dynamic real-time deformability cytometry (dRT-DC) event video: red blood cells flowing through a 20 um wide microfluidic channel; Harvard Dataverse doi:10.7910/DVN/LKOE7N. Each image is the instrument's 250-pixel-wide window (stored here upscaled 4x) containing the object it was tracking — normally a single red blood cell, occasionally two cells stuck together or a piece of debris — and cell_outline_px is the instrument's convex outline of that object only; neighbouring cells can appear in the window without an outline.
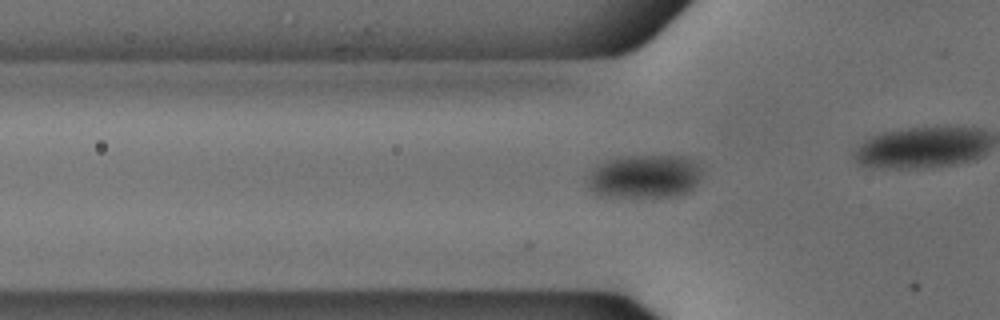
{"species": "common noctule bat (a hibernating species)", "species_latin": "Nyctalus noctula", "temperature_condition": "cold", "stored_images_in_passage": 38, "camera_frame_rate_fps": 3000, "um_per_image_px": 0.085, "animal": {"sex": "male", "body_mass_g": 18.8}, "frame": {"image": 1, "passage_image": 13, "time_ms": 4.0, "image_size_px": [1000, 320], "cell_outline_px": [[700, 176], [696, 184], [688, 192], [676, 196], [600, 196], [592, 192], [588, 188], [588, 176], [600, 164], [608, 160], [624, 156], [684, 156], [692, 160], [700, 168]], "centroid_in_image_um": [54.78, 15.0], "position_along_channel_um": 71.0, "area_um2": 28.61}}
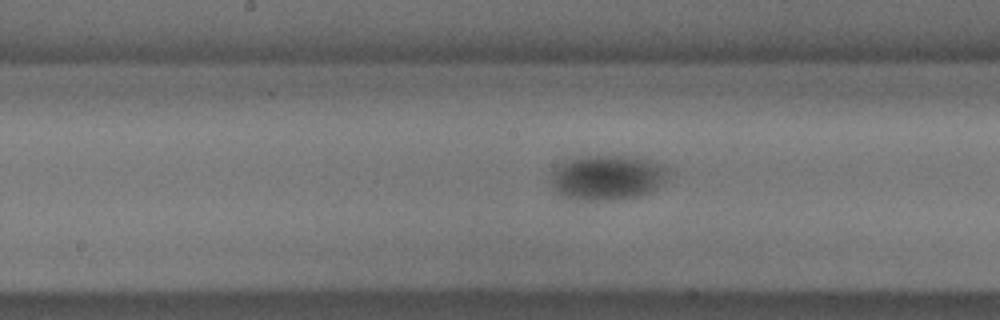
{"frame": {"image": 2, "passage_image": 23, "time_ms": 7.333, "image_size_px": [1000, 320], "cell_outline_px": [[668, 168], [664, 184], [640, 196], [612, 200], [576, 200], [564, 196], [556, 192], [552, 184], [552, 172], [564, 164], [572, 160], [584, 156], [636, 156], [664, 164]], "centroid_in_image_um": [51.69, 15.1], "position_along_channel_um": 196.5, "area_um2": 30.52}}
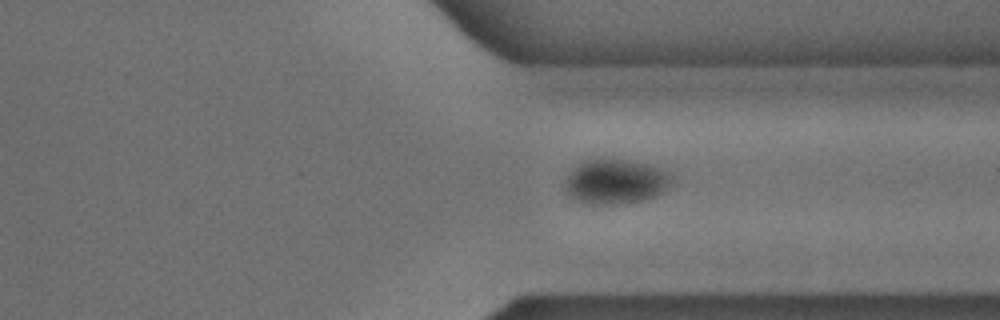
{"frame": {"image": 3, "passage_image": 36, "time_ms": 11.667, "image_size_px": [1000, 320], "cell_outline_px": [[672, 180], [664, 192], [648, 200], [624, 204], [588, 204], [572, 200], [564, 192], [564, 188], [568, 176], [580, 164], [588, 160], [600, 156], [632, 160], [668, 172], [672, 176]], "centroid_in_image_um": [52.31, 15.45], "position_along_channel_um": 359.1, "area_um2": 28.38}}